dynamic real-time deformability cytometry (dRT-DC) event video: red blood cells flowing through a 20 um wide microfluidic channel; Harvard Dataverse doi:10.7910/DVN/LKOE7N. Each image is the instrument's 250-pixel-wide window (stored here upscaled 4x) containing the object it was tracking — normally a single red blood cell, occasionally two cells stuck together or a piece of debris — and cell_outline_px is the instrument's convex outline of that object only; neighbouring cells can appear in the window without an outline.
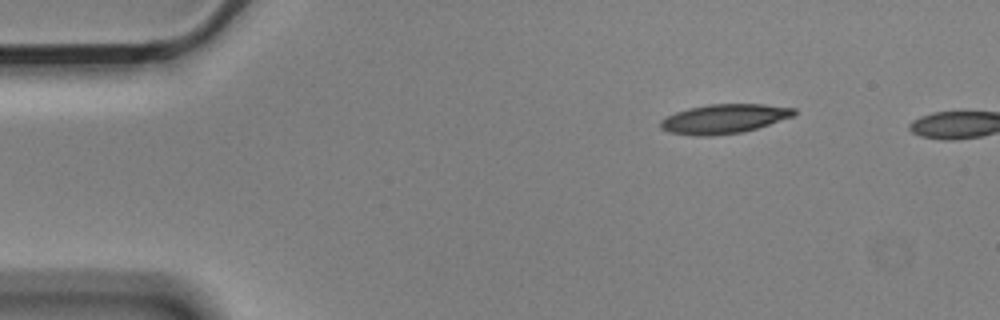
{"species": "Egyptian fruit bat (a non-hibernating species)", "species_latin": "Rousettus aegyptiacus", "temperature_condition": "cold", "stored_images_in_passage": 2, "camera_frame_rate_fps": 3000, "um_per_image_px": 0.085, "animal": {"sex": "male"}, "frame": {"image": 1, "passage_image": 1, "time_ms": 0.0, "image_size_px": [1000, 320], "cell_outline_px": [[796, 112], [792, 116], [744, 132], [708, 136], [696, 136], [668, 132], [660, 128], [660, 120], [676, 112], [688, 108], [708, 104], [764, 104], [796, 108]], "centroid_in_image_um": [61.51, 10.1], "position_along_channel_um": 23.5, "area_um2": 22.72}}